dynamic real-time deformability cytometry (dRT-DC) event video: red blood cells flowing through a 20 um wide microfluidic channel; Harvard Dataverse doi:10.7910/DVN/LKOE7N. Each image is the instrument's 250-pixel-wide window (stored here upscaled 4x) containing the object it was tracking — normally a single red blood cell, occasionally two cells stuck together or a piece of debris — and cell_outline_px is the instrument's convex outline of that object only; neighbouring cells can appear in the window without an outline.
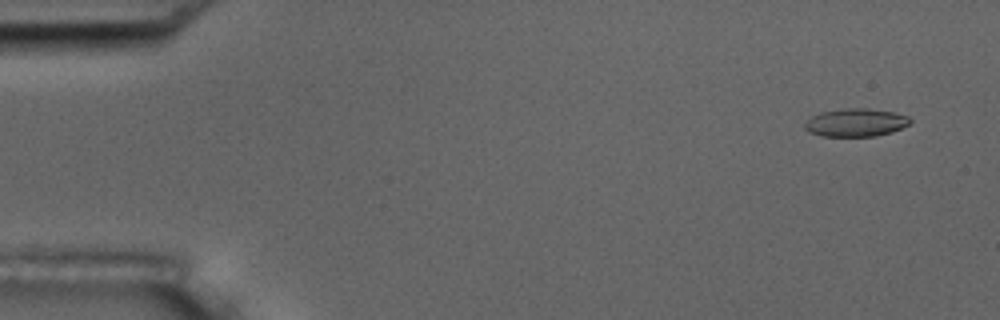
{"species": "common noctule bat (a hibernating species)", "species_latin": "Nyctalus noctula", "temperature_condition": "room temperature", "stored_images_in_passage": 6, "camera_frame_rate_fps": 3000, "um_per_image_px": 0.085, "animal": {"sex": "male", "body_mass_g": 17.5, "forearm_length_mm": 52.3}, "frame": {"image": 1, "passage_image": 1, "time_ms": 0.0, "image_size_px": [1000, 320], "cell_outline_px": [[912, 120], [908, 124], [892, 132], [876, 136], [820, 136], [808, 132], [804, 128], [804, 124], [812, 116], [820, 112], [844, 108], [868, 108], [892, 112], [908, 116]], "centroid_in_image_um": [72.71, 10.42], "position_along_channel_um": 12.3, "area_um2": 17.22}}
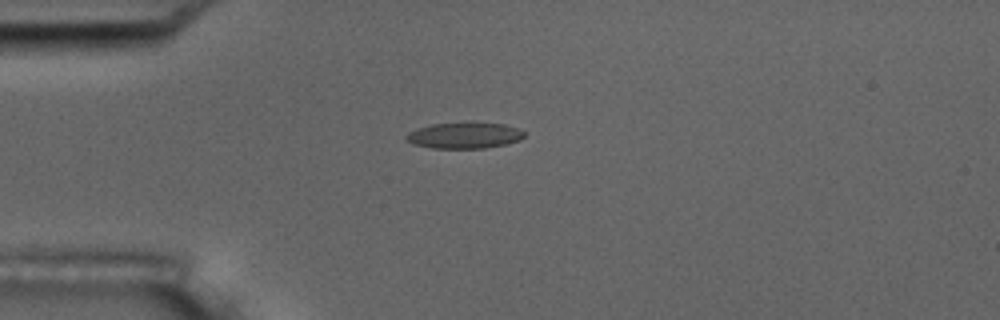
{"frame": {"image": 2, "passage_image": 4, "time_ms": 3.667, "image_size_px": [1000, 320], "cell_outline_px": [[524, 136], [520, 140], [508, 144], [484, 148], [432, 148], [412, 144], [404, 136], [408, 132], [416, 128], [432, 124], [468, 120], [472, 120], [504, 124], [520, 128], [524, 132]], "centroid_in_image_um": [39.49, 11.47], "position_along_channel_um": 45.5, "area_um2": 18.73}}
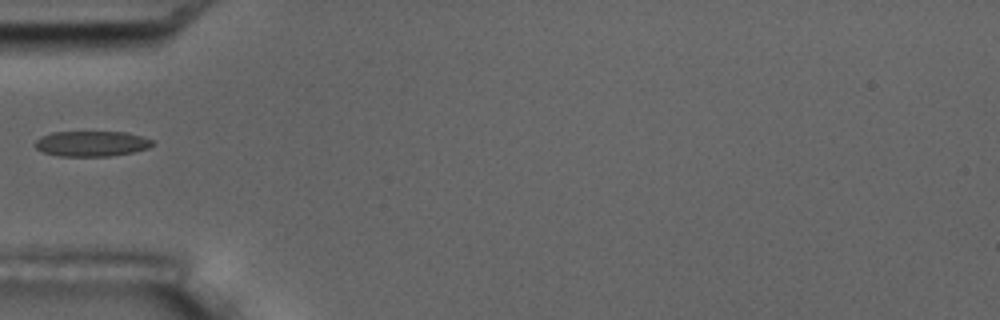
{"frame": {"image": 3, "passage_image": 5, "time_ms": 5.0, "image_size_px": [1000, 320], "cell_outline_px": [[156, 144], [148, 148], [132, 152], [108, 156], [60, 156], [44, 152], [36, 148], [32, 144], [40, 136], [52, 132], [124, 132], [156, 140]], "centroid_in_image_um": [7.79, 12.2], "position_along_channel_um": 77.2, "area_um2": 17.46}}